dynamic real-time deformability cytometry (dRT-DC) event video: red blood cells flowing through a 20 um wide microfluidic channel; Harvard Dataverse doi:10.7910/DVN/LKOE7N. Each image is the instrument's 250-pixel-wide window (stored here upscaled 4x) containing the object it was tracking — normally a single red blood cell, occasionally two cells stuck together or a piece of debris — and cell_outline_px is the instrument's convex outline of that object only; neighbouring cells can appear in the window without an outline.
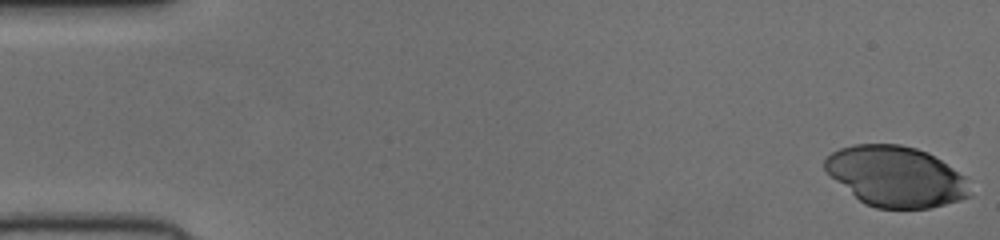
{"species": "human", "species_latin": "Homo sapiens", "temperature_condition": "cold", "stored_images_in_passage": 52, "camera_frame_rate_fps": 3000, "um_per_image_px": 0.085, "donor": {"sex": "female"}, "frame": {"image": 1, "passage_image": 1, "time_ms": 0.0, "image_size_px": [1000, 240], "cell_outline_px": [[972, 196], [960, 200], [928, 208], [876, 208], [864, 204], [836, 180], [824, 168], [824, 160], [832, 152], [840, 148], [852, 144], [900, 144], [916, 148], [928, 152], [964, 176]], "centroid_in_image_um": [76.15, 14.99], "position_along_channel_um": 8.9, "area_um2": 50.69}}